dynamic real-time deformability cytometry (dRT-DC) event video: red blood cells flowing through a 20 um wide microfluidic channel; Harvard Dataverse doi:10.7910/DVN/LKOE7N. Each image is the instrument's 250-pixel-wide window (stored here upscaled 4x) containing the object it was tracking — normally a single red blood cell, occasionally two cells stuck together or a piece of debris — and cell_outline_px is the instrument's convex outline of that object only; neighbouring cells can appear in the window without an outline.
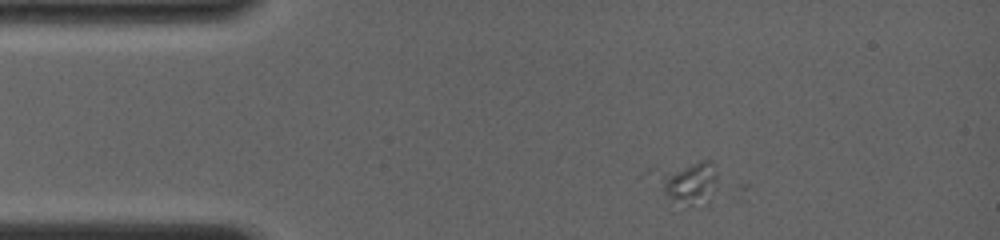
{"species": "common noctule bat (a hibernating species)", "species_latin": "Nyctalus noctula", "temperature_condition": "room temperature", "stored_images_in_passage": 2, "camera_frame_rate_fps": 4000, "um_per_image_px": 0.085, "animal": {"sex": "female", "body_mass_g": 19.0, "forearm_length_mm": 56.7}, "frame": {"image": 1, "passage_image": 1, "time_ms": 0.0, "image_size_px": [1000, 240], "cell_outline_px": [[716, 176], [708, 204], [688, 204], [668, 196], [644, 172], [648, 168], [656, 164], [700, 160], [712, 160], [716, 164]], "centroid_in_image_um": [58.26, 15.3], "position_along_channel_um": 26.7, "area_um2": 16.7}}